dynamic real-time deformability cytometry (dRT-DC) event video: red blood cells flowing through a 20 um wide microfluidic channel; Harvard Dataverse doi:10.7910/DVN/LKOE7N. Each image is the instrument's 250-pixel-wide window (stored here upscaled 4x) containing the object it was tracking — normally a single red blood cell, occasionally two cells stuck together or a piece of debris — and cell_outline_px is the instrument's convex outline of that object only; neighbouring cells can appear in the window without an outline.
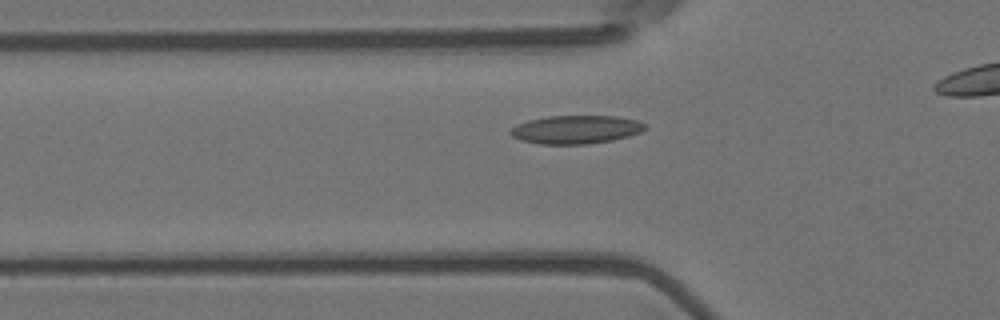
{"species": "Egyptian fruit bat (a non-hibernating species)", "species_latin": "Rousettus aegyptiacus", "temperature_condition": "room temperature", "stored_images_in_passage": 39, "camera_frame_rate_fps": 3000, "um_per_image_px": 0.085, "animal": {"sex": "female"}, "frame": {"image": 1, "passage_image": 12, "time_ms": 3.667, "image_size_px": [1000, 320], "cell_outline_px": [[648, 128], [640, 132], [628, 136], [612, 140], [588, 144], [540, 144], [520, 140], [512, 136], [508, 132], [516, 124], [528, 120], [548, 116], [616, 116], [636, 120], [648, 124]], "centroid_in_image_um": [48.96, 11.01], "position_along_channel_um": 76.8, "area_um2": 22.37}}
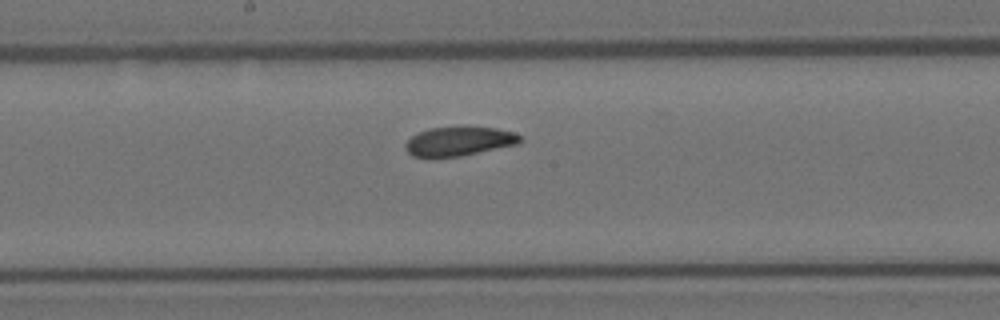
{"frame": {"image": 2, "passage_image": 23, "time_ms": 7.333, "image_size_px": [1000, 320], "cell_outline_px": [[524, 140], [520, 144], [460, 156], [428, 160], [412, 156], [404, 148], [404, 144], [412, 136], [428, 128], [460, 124], [468, 124], [496, 128], [512, 132], [524, 136]], "centroid_in_image_um": [39.02, 11.99], "position_along_channel_um": 209.2, "area_um2": 20.92}}
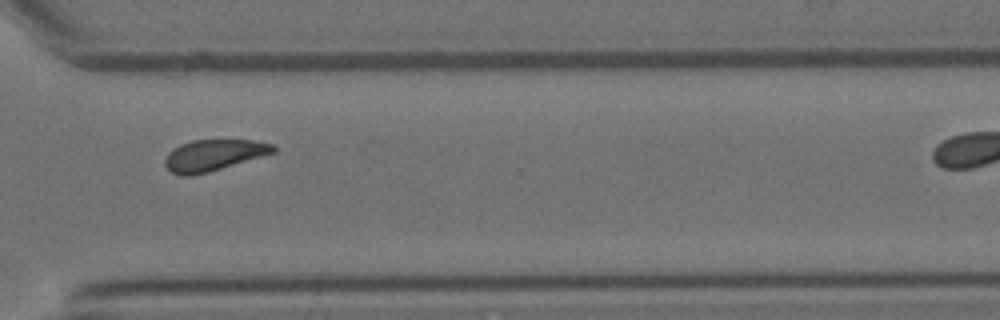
{"frame": {"image": 3, "passage_image": 35, "time_ms": 11.333, "image_size_px": [1000, 320], "cell_outline_px": [[276, 152], [208, 172], [192, 176], [180, 176], [172, 172], [164, 164], [164, 160], [168, 152], [172, 148], [180, 144], [192, 140], [252, 140], [276, 144]], "centroid_in_image_um": [18.15, 13.18], "position_along_channel_um": 352.5, "area_um2": 19.83}}